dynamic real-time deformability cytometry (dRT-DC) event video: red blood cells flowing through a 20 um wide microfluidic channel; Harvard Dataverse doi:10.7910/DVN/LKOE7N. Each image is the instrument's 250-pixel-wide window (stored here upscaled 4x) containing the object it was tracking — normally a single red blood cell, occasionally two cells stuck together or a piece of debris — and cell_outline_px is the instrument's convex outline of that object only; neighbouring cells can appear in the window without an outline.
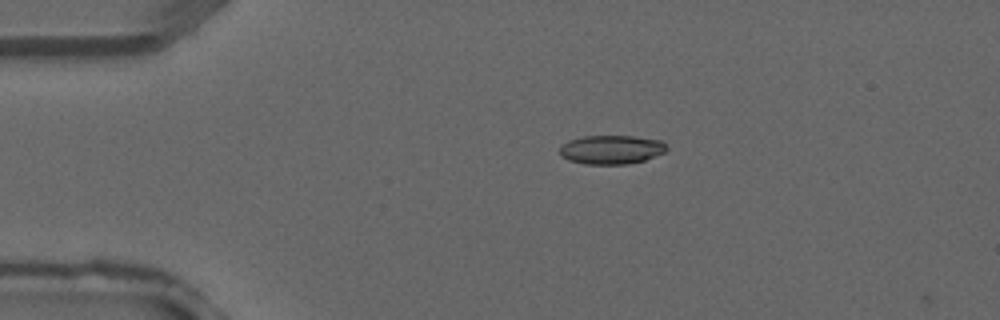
{"species": "common noctule bat (a hibernating species)", "species_latin": "Nyctalus noctula", "temperature_condition": "warm", "stored_images_in_passage": 4, "segment_of_instrument_passage": [1, 2], "camera_frame_rate_fps": 3000, "um_per_image_px": 0.085, "animal": {"sex": "male", "forearm_length_mm": 52.5}, "frame": {"image": 1, "passage_image": 2, "time_ms": 0.333, "image_size_px": [1000, 320], "cell_outline_px": [[668, 148], [664, 152], [644, 160], [628, 164], [584, 164], [568, 160], [560, 156], [560, 148], [568, 140], [584, 136], [632, 136], [660, 140]], "centroid_in_image_um": [51.94, 12.72], "position_along_channel_um": 33.1, "area_um2": 17.92}}